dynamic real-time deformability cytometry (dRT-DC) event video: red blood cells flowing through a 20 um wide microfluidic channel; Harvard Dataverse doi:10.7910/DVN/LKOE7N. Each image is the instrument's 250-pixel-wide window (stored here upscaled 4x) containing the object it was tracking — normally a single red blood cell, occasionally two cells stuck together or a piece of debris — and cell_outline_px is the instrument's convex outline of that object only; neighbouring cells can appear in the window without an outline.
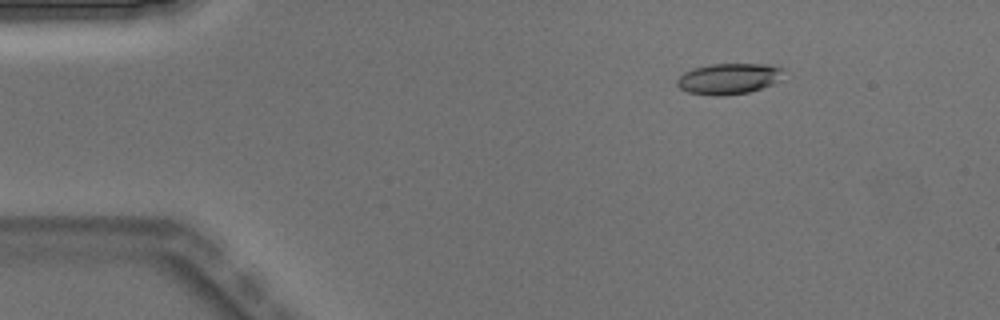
{"species": "Egyptian fruit bat (a non-hibernating species)", "species_latin": "Rousettus aegyptiacus", "temperature_condition": "warm", "stored_images_in_passage": 4, "camera_frame_rate_fps": 3000, "um_per_image_px": 0.085, "animal": {"sex": "male"}, "frame": {"image": 1, "passage_image": 2, "time_ms": 0.333, "image_size_px": [1000, 320], "cell_outline_px": [[784, 68], [780, 80], [772, 84], [748, 92], [724, 96], [716, 96], [688, 92], [680, 88], [676, 84], [676, 80], [684, 72], [692, 68], [712, 64], [768, 64]], "centroid_in_image_um": [61.93, 6.68], "position_along_channel_um": 23.1, "area_um2": 19.19}}